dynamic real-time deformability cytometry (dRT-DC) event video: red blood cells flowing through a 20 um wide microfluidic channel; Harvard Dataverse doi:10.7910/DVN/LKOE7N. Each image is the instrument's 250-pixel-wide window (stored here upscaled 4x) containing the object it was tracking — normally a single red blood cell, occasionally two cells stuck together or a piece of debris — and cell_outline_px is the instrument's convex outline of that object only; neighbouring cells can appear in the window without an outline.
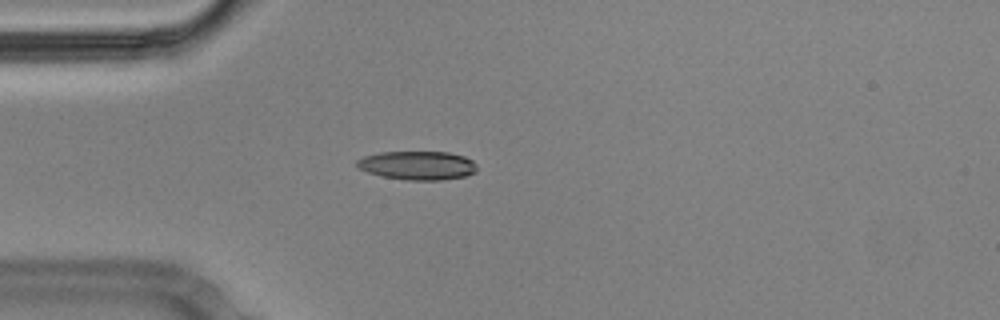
{"species": "Egyptian fruit bat (a non-hibernating species)", "species_latin": "Rousettus aegyptiacus", "temperature_condition": "cold", "stored_images_in_passage": 45, "camera_frame_rate_fps": 3000, "um_per_image_px": 0.085, "animal": {"sex": "male"}, "frame": {"image": 1, "passage_image": 4, "time_ms": 1.0, "image_size_px": [1000, 320], "cell_outline_px": [[476, 172], [468, 176], [440, 180], [404, 180], [384, 176], [368, 172], [356, 168], [356, 160], [364, 156], [380, 152], [448, 152], [464, 156], [472, 160], [476, 164]], "centroid_in_image_um": [35.49, 14.06], "position_along_channel_um": 49.5, "area_um2": 20.23}}
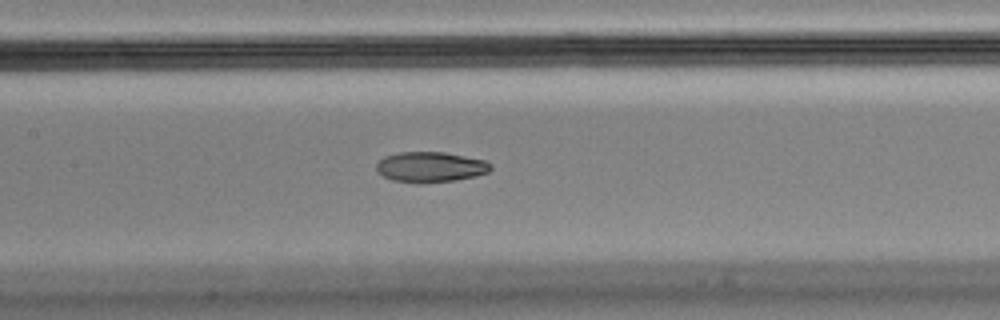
{"frame": {"image": 2, "passage_image": 15, "time_ms": 4.667, "image_size_px": [1000, 320], "cell_outline_px": [[492, 168], [488, 172], [476, 176], [456, 180], [420, 184], [392, 180], [376, 172], [376, 164], [384, 156], [396, 152], [444, 152], [484, 160], [492, 164]], "centroid_in_image_um": [36.56, 14.2], "position_along_channel_um": 170.8, "area_um2": 20.46}}
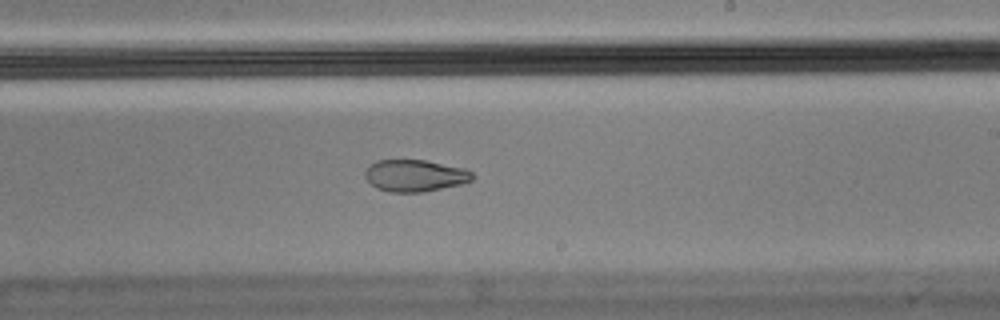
{"frame": {"image": 3, "passage_image": 22, "time_ms": 7.0, "image_size_px": [1000, 320], "cell_outline_px": [[476, 176], [472, 180], [460, 184], [424, 192], [388, 192], [376, 188], [364, 176], [364, 172], [368, 164], [376, 160], [424, 160], [464, 168], [472, 172]], "centroid_in_image_um": [35.25, 14.92], "position_along_channel_um": 253.8, "area_um2": 20.06}, "authors_computed_cell_mechanics": {"area_um2": 20.9814, "velocity_mm_per_s": 3.5668, "shape_relaxation_time_tau1_ms": null, "shape_relaxation_time_tau2_ms": 2.5156, "deformation_change_tau1": null, "deformation_change_tau2": 0.0793}}